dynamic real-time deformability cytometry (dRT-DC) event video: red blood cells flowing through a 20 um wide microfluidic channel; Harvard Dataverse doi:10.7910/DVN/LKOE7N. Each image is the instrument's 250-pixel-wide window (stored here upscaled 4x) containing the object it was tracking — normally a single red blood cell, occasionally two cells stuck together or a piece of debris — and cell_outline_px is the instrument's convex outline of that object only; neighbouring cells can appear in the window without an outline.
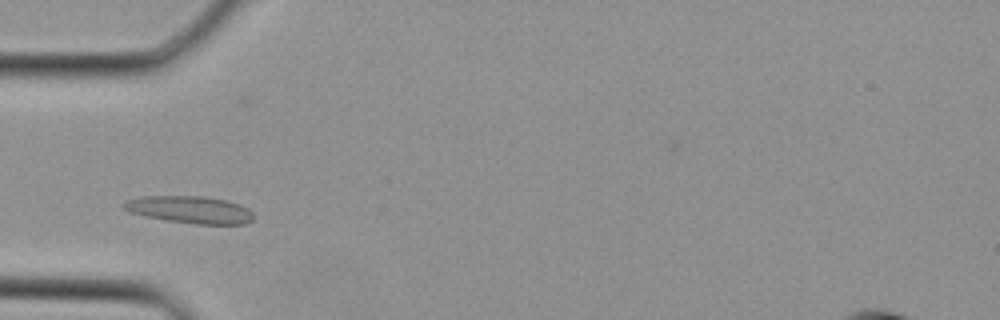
{"species": "Egyptian fruit bat (a non-hibernating species)", "species_latin": "Rousettus aegyptiacus", "temperature_condition": "cold", "stored_images_in_passage": 22, "camera_frame_rate_fps": 3000, "um_per_image_px": 0.085, "animal": {"sex": "female"}, "frame": {"image": 1, "passage_image": 5, "time_ms": 1.333, "image_size_px": [1000, 320], "cell_outline_px": [[252, 220], [244, 224], [196, 224], [168, 220], [144, 216], [128, 212], [120, 204], [128, 200], [144, 196], [204, 196], [224, 200], [240, 204], [248, 208], [252, 212]], "centroid_in_image_um": [16.13, 17.82], "position_along_channel_um": 68.9, "area_um2": 20.52}}
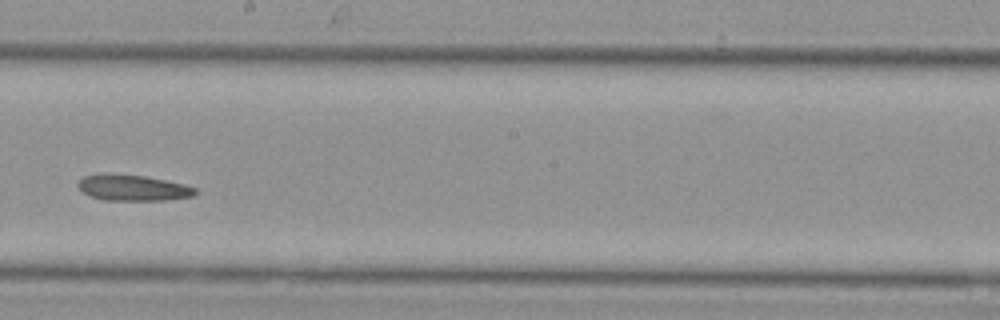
{"frame": {"image": 2, "passage_image": 14, "time_ms": 4.333, "image_size_px": [1000, 320], "cell_outline_px": [[200, 192], [192, 196], [164, 200], [104, 200], [92, 196], [84, 192], [76, 184], [84, 176], [100, 172], [108, 172], [144, 176], [184, 184], [196, 188]], "centroid_in_image_um": [11.28, 15.94], "position_along_channel_um": 236.9, "area_um2": 17.86}}
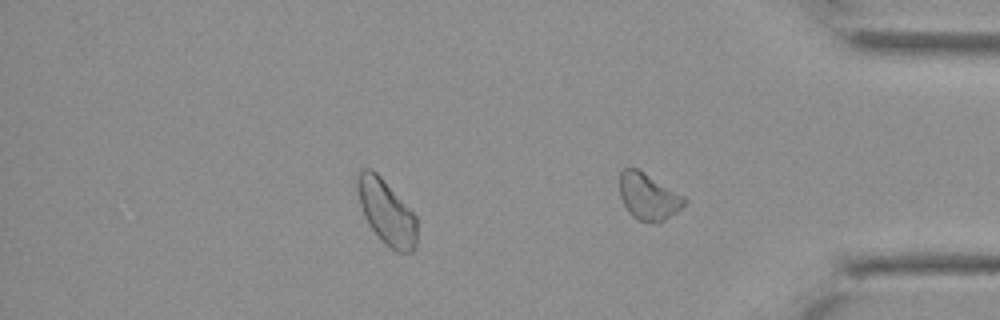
{"frame": {"image": 3, "passage_image": 22, "time_ms": 7.0, "image_size_px": [1000, 320], "cell_outline_px": [[688, 200], [676, 212], [660, 224], [652, 224], [636, 220], [628, 212], [620, 196], [620, 172], [624, 168], [636, 168], [644, 172], [684, 196]], "centroid_in_image_um": [55.1, 16.75], "position_along_channel_um": 380.1, "area_um2": 17.74}}